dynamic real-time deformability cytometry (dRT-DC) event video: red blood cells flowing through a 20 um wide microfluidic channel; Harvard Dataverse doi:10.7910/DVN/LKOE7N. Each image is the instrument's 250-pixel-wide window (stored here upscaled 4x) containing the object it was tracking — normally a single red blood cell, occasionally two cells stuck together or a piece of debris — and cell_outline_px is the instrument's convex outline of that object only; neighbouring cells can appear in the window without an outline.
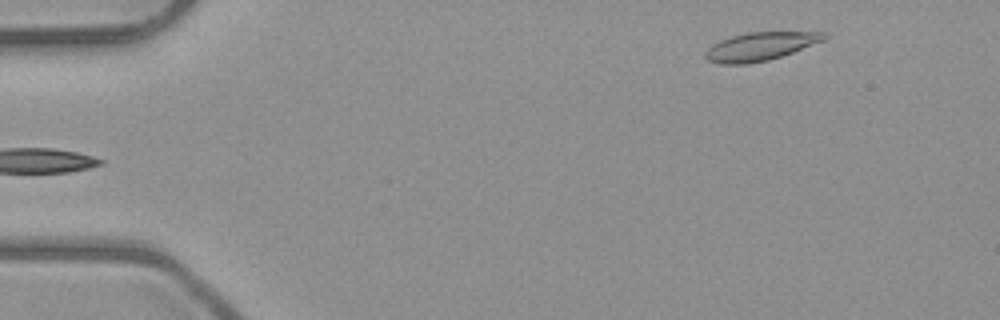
{"species": "common noctule bat (a hibernating species)", "species_latin": "Nyctalus noctula", "temperature_condition": "room temperature", "stored_images_in_passage": 2, "camera_frame_rate_fps": 3000, "um_per_image_px": 0.085, "animal": {"sex": "male", "body_mass_g": 23.1, "forearm_length_mm": 52.7}, "frame": {"image": 1, "passage_image": 2, "time_ms": 1.0, "image_size_px": [1000, 320], "cell_outline_px": [[828, 36], [824, 40], [792, 52], [768, 60], [748, 64], [720, 64], [708, 60], [704, 56], [704, 52], [712, 44], [720, 40], [732, 36], [748, 32], [828, 32]], "centroid_in_image_um": [64.6, 3.94], "position_along_channel_um": 20.4, "area_um2": 19.48}}